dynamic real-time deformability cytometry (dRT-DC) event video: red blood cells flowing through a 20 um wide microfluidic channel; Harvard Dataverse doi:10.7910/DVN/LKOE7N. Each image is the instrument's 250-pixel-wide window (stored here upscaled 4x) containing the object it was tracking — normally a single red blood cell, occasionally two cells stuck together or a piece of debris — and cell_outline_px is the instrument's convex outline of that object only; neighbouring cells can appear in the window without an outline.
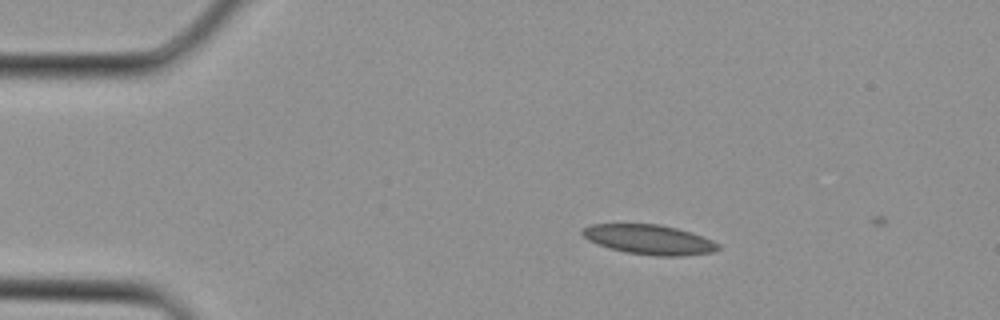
{"species": "Egyptian fruit bat (a non-hibernating species)", "species_latin": "Rousettus aegyptiacus", "temperature_condition": "cold", "stored_images_in_passage": 2, "camera_frame_rate_fps": 3000, "um_per_image_px": 0.085, "animal": {"sex": "female"}, "frame": {"image": 1, "passage_image": 1, "time_ms": 0.0, "image_size_px": [1000, 320], "cell_outline_px": [[720, 248], [712, 252], [680, 256], [656, 256], [624, 252], [608, 248], [596, 244], [588, 240], [580, 232], [580, 228], [592, 224], [660, 224], [692, 232], [712, 240], [720, 244]], "centroid_in_image_um": [55.15, 20.36], "position_along_channel_um": 29.9, "area_um2": 23.7}}